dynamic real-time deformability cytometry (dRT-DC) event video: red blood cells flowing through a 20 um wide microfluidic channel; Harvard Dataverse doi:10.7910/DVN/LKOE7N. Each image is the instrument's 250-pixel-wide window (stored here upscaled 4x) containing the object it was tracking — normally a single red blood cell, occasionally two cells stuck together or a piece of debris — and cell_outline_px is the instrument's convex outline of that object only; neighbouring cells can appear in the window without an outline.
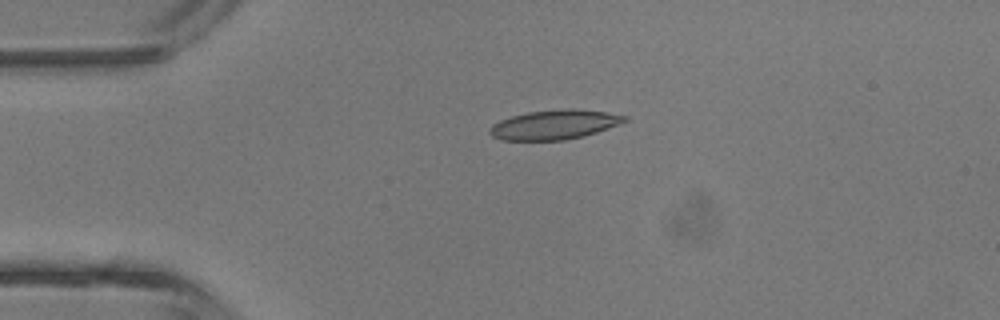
{"species": "common noctule bat (a hibernating species)", "species_latin": "Nyctalus noctula", "temperature_condition": "room temperature", "stored_images_in_passage": 3, "camera_frame_rate_fps": 3000, "um_per_image_px": 0.085, "animal": {"sex": "male", "body_mass_g": 13.3}, "frame": {"image": 1, "passage_image": 1, "time_ms": 0.0, "image_size_px": [1000, 320], "cell_outline_px": [[628, 120], [620, 124], [584, 136], [564, 140], [500, 140], [492, 136], [488, 132], [488, 128], [492, 124], [500, 120], [512, 116], [528, 112], [568, 108], [572, 108], [604, 112], [628, 116]], "centroid_in_image_um": [47.1, 10.6], "position_along_channel_um": 37.9, "area_um2": 23.18}}
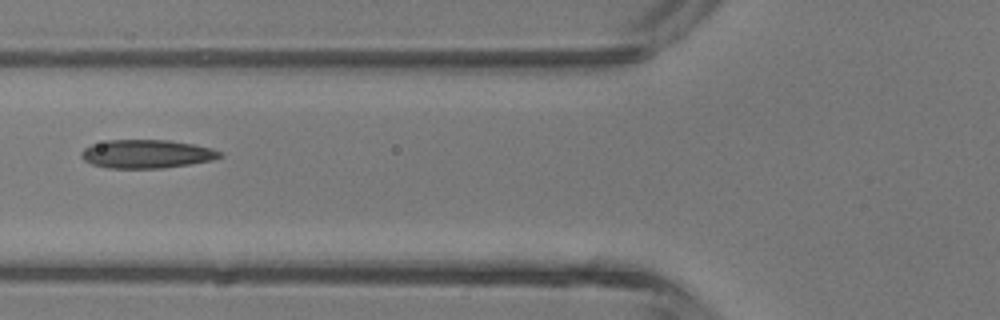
{"frame": {"image": 2, "passage_image": 3, "time_ms": 2.333, "image_size_px": [1000, 320], "cell_outline_px": [[224, 156], [212, 160], [164, 168], [108, 168], [92, 164], [84, 160], [80, 156], [80, 152], [84, 148], [92, 144], [108, 140], [168, 140], [192, 144], [212, 148], [220, 152]], "centroid_in_image_um": [12.44, 13.08], "position_along_channel_um": 113.4, "area_um2": 22.95}}